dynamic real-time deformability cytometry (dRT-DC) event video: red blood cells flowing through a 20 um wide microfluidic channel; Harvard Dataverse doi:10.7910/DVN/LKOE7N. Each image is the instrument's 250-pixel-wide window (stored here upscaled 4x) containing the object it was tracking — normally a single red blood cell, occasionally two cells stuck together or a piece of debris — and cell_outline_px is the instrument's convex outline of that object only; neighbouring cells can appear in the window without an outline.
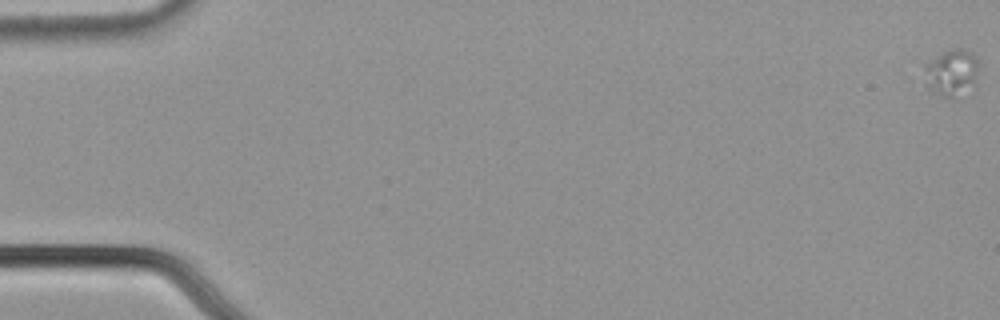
{"species": "common noctule bat (a hibernating species)", "species_latin": "Nyctalus noctula", "temperature_condition": "cold", "stored_images_in_passage": 58, "camera_frame_rate_fps": 3000, "um_per_image_px": 0.085, "animal": {"sex": "male", "body_mass_g": 21.5, "forearm_length_mm": 52.0}, "frame": {"image": 1, "passage_image": 1, "time_ms": 0.0, "image_size_px": [1000, 320], "cell_outline_px": [[976, 76], [956, 100], [952, 100], [940, 96], [928, 88], [924, 68], [924, 64], [944, 52], [956, 48], [960, 48], [972, 52], [976, 56]], "centroid_in_image_um": [80.83, 6.19], "position_along_channel_um": 4.2, "area_um2": 14.33}}